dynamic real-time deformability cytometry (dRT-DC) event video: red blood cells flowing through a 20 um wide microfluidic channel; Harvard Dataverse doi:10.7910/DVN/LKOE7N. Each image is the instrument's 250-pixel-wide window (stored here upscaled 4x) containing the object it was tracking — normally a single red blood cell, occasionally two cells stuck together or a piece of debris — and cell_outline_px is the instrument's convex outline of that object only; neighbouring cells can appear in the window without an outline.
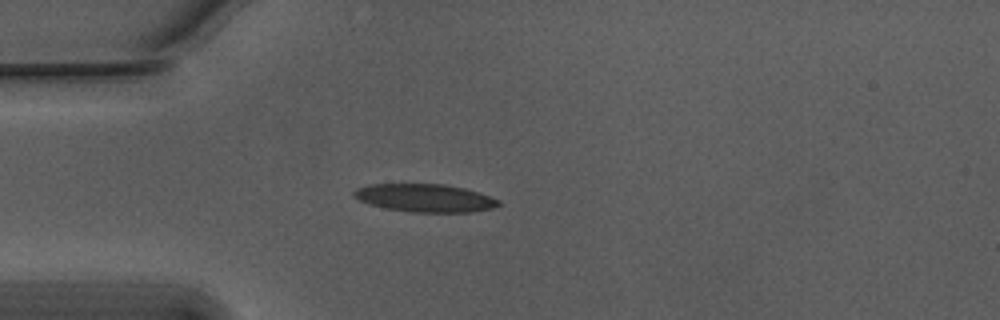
{"species": "Egyptian fruit bat (a non-hibernating species)", "species_latin": "Rousettus aegyptiacus", "temperature_condition": "warm", "stored_images_in_passage": 41, "camera_frame_rate_fps": 3000, "um_per_image_px": 0.085, "animal": {"sex": "male"}, "frame": {"image": 1, "passage_image": 1, "time_ms": 0.0, "image_size_px": [1000, 320], "cell_outline_px": [[500, 204], [492, 208], [472, 212], [412, 212], [388, 208], [368, 204], [352, 196], [352, 192], [356, 188], [368, 184], [444, 184], [464, 188], [500, 200]], "centroid_in_image_um": [36.08, 16.82], "position_along_channel_um": 48.9, "area_um2": 23.47}}
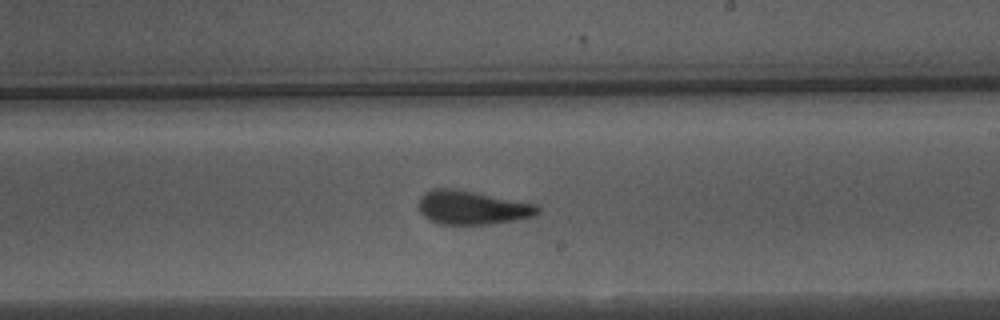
{"frame": {"image": 2, "passage_image": 18, "time_ms": 5.667, "image_size_px": [1000, 320], "cell_outline_px": [[540, 212], [532, 216], [512, 220], [488, 224], [436, 224], [428, 220], [420, 212], [416, 204], [420, 196], [424, 192], [432, 188], [448, 188], [472, 192], [536, 204], [540, 208]], "centroid_in_image_um": [40.04, 17.65], "position_along_channel_um": 249.0, "area_um2": 23.29}}
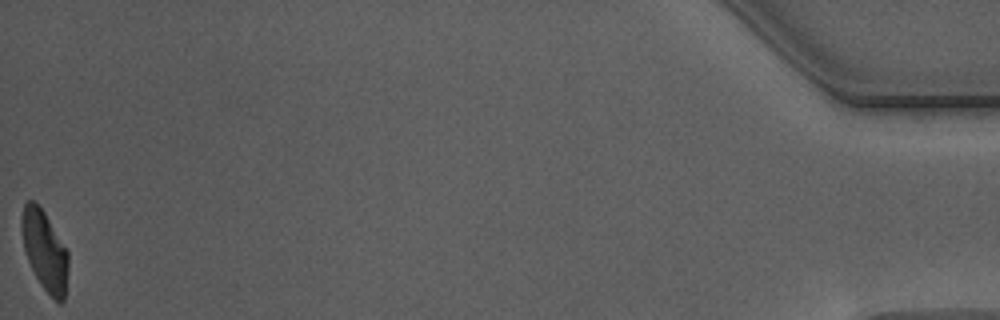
{"frame": {"image": 3, "passage_image": 41, "time_ms": 13.333, "image_size_px": [1000, 320], "cell_outline_px": [[68, 268], [64, 300], [60, 304], [40, 284], [28, 260], [24, 248], [20, 228], [20, 220], [24, 204], [28, 200], [36, 200], [44, 212], [68, 252]], "centroid_in_image_um": [3.78, 21.26], "position_along_channel_um": 431.4, "area_um2": 21.56}, "authors_computed_cell_mechanics": {"area_um2": 23.4668, "velocity_mm_per_s": 3.7573, "shape_relaxation_time_tau1_ms": 6.0171, "shape_relaxation_time_tau2_ms": 1.775, "deformation_change_tau1": 0.1909, "deformation_change_tau2": 0.104}}